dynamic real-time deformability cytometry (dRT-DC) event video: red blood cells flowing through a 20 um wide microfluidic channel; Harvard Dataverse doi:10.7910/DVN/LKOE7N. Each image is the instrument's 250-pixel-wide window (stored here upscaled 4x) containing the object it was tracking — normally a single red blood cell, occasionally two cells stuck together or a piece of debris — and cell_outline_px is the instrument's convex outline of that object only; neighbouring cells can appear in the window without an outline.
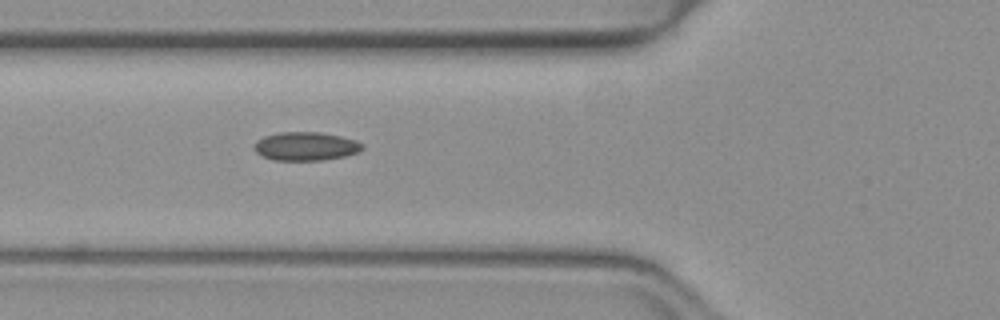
{"species": "common noctule bat (a hibernating species)", "species_latin": "Nyctalus noctula", "temperature_condition": "warm", "stored_images_in_passage": 4, "segment_of_instrument_passage": [1, 2], "camera_frame_rate_fps": 3000, "um_per_image_px": 0.085, "animal": {"sex": "female", "body_mass_g": 19.3, "forearm_length_mm": 54.1}, "frame": {"image": 1, "passage_image": 3, "time_ms": 0.667, "image_size_px": [1000, 320], "cell_outline_px": [[136, 260], [128, 264], [108, 264], [56, 260], [56, 252], [64, 244], [132, 244]], "centroid_in_image_um": [8.26, 21.55], "position_along_channel_um": 117.5, "area_um2": 10.23}}